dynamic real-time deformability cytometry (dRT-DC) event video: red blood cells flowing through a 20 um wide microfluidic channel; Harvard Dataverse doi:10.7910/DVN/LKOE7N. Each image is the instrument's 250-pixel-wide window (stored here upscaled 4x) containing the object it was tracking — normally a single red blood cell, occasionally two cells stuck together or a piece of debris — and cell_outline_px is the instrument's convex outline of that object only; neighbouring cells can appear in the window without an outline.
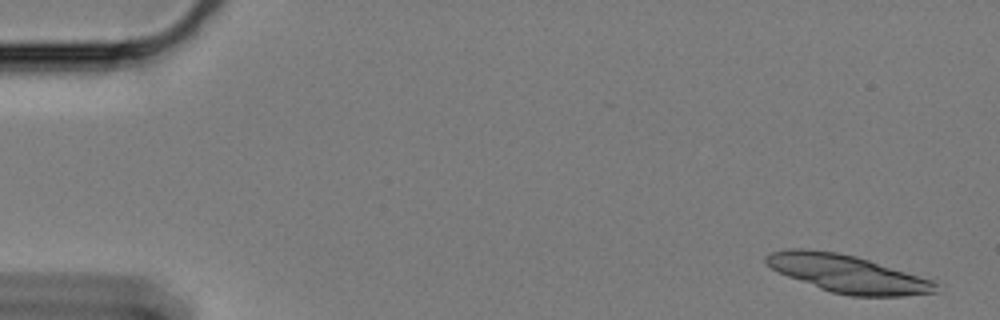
{"species": "Egyptian fruit bat (a non-hibernating species)", "species_latin": "Rousettus aegyptiacus", "temperature_condition": "cold", "stored_images_in_passage": 18, "camera_frame_rate_fps": 3000, "um_per_image_px": 0.085, "animal": {"sex": "female"}, "frame": {"image": 1, "passage_image": 3, "time_ms": 0.667, "image_size_px": [1000, 320], "cell_outline_px": [[940, 292], [904, 296], [848, 296], [832, 292], [820, 288], [788, 276], [772, 268], [764, 260], [764, 256], [772, 252], [788, 248], [808, 248], [836, 252], [856, 256], [932, 280], [936, 284]], "centroid_in_image_um": [72.04, 23.26], "position_along_channel_um": 13.0, "area_um2": 36.93}}